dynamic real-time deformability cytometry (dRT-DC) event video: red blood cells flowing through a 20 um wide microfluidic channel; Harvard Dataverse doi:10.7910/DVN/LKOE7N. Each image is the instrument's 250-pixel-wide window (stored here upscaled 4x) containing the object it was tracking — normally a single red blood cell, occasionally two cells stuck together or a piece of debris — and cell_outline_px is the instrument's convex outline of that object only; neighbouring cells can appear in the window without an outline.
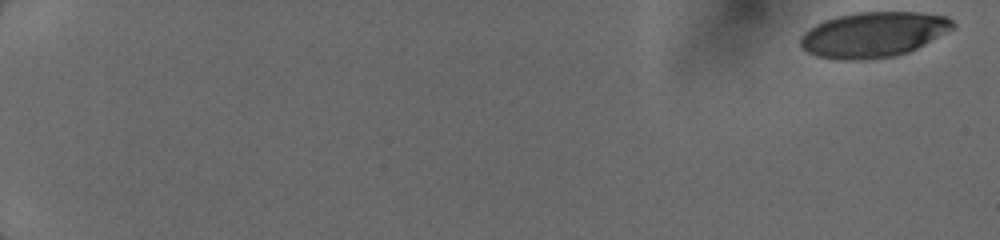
{"species": "human", "species_latin": "Homo sapiens", "temperature_condition": "cold", "stored_images_in_passage": 12, "camera_frame_rate_fps": 3000, "um_per_image_px": 0.085, "donor": {"sex": "female"}, "frame": {"image": 1, "passage_image": 1, "time_ms": 0.0, "image_size_px": [1000, 240], "cell_outline_px": [[956, 28], [908, 52], [896, 56], [864, 60], [840, 60], [816, 56], [808, 52], [800, 44], [800, 36], [808, 28], [824, 20], [840, 16], [860, 12], [920, 12], [948, 16], [956, 24]], "centroid_in_image_um": [74.26, 2.94], "position_along_channel_um": 10.7, "area_um2": 40.4}}
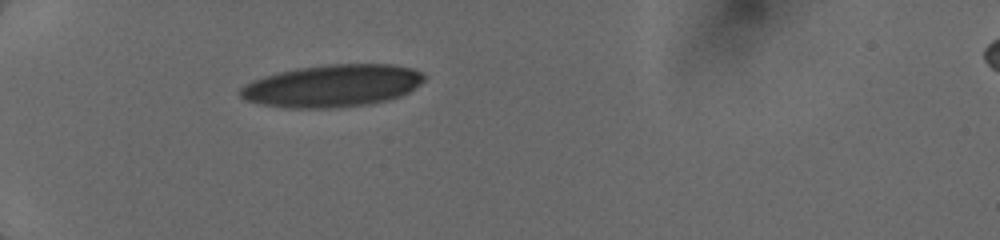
{"frame": {"image": 2, "passage_image": 7, "time_ms": 5.667, "image_size_px": [1000, 240], "cell_outline_px": [[424, 80], [420, 84], [408, 92], [400, 96], [388, 100], [372, 104], [336, 108], [284, 108], [260, 104], [244, 100], [240, 96], [240, 88], [244, 84], [252, 80], [264, 76], [296, 68], [324, 64], [392, 64], [412, 68], [424, 72]], "centroid_in_image_um": [28.24, 7.3], "position_along_channel_um": 56.8, "area_um2": 45.84}}
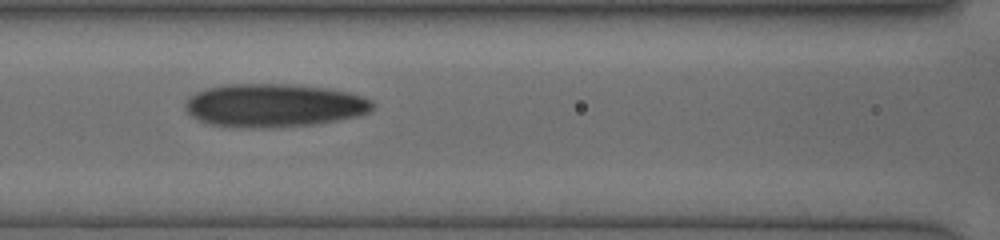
{"frame": {"image": 3, "passage_image": 11, "time_ms": 8.333, "image_size_px": [1000, 240], "cell_outline_px": [[376, 104], [368, 112], [360, 116], [316, 124], [252, 128], [212, 124], [200, 120], [192, 116], [184, 108], [184, 104], [196, 92], [204, 88], [220, 84], [292, 84], [324, 88], [348, 92], [364, 96], [372, 100]], "centroid_in_image_um": [23.31, 8.94], "position_along_channel_um": 143.3, "area_um2": 47.22}}